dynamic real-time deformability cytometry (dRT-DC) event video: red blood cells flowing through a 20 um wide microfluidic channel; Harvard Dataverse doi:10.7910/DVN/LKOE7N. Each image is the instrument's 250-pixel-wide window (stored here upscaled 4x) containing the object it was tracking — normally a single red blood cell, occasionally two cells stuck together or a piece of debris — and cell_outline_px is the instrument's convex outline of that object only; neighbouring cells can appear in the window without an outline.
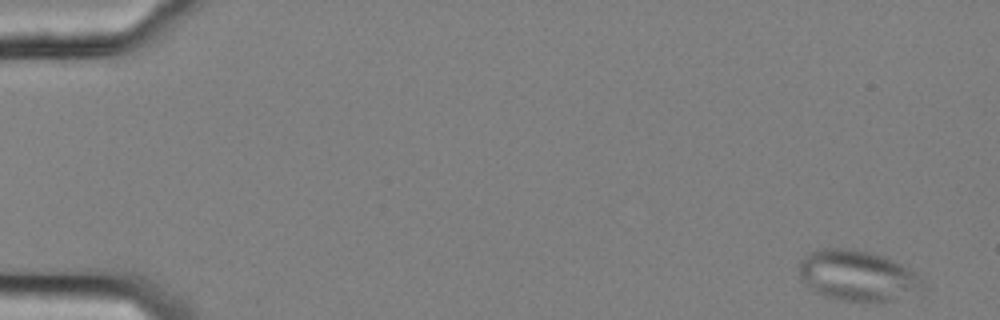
{"species": "common noctule bat (a hibernating species)", "species_latin": "Nyctalus noctula", "temperature_condition": "cold", "stored_images_in_passage": 30, "camera_frame_rate_fps": 3000, "um_per_image_px": 0.085, "animal": {"sex": "female", "body_mass_g": 25.1}, "frame": {"image": 1, "passage_image": 1, "time_ms": 0.0, "image_size_px": [1000, 320], "cell_outline_px": [[924, 288], [920, 292], [892, 300], [840, 300], [824, 296], [816, 292], [800, 276], [800, 260], [808, 252], [820, 248], [852, 248], [868, 252], [880, 256], [900, 264], [912, 272], [924, 284]], "centroid_in_image_um": [72.85, 23.41], "position_along_channel_um": 12.2, "area_um2": 35.6}}
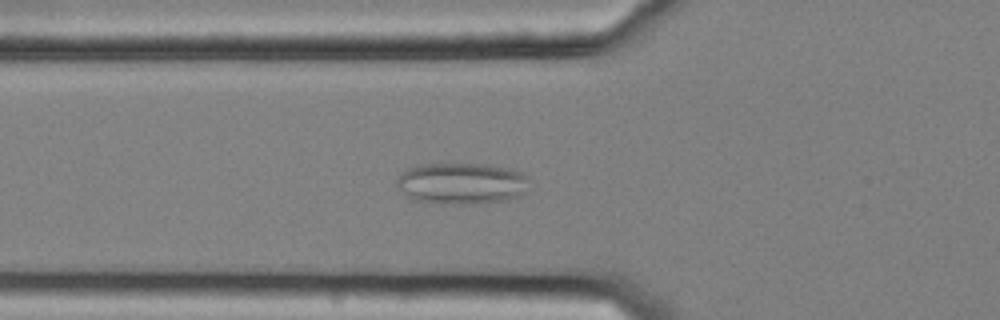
{"frame": {"image": 2, "passage_image": 19, "time_ms": 6.0, "image_size_px": [1000, 320], "cell_outline_px": [[532, 188], [528, 192], [520, 196], [508, 200], [472, 204], [436, 204], [412, 200], [396, 184], [396, 180], [408, 168], [420, 164], [488, 164], [508, 168], [520, 172], [528, 176]], "centroid_in_image_um": [39.32, 15.61], "position_along_channel_um": 86.5, "area_um2": 32.6}}